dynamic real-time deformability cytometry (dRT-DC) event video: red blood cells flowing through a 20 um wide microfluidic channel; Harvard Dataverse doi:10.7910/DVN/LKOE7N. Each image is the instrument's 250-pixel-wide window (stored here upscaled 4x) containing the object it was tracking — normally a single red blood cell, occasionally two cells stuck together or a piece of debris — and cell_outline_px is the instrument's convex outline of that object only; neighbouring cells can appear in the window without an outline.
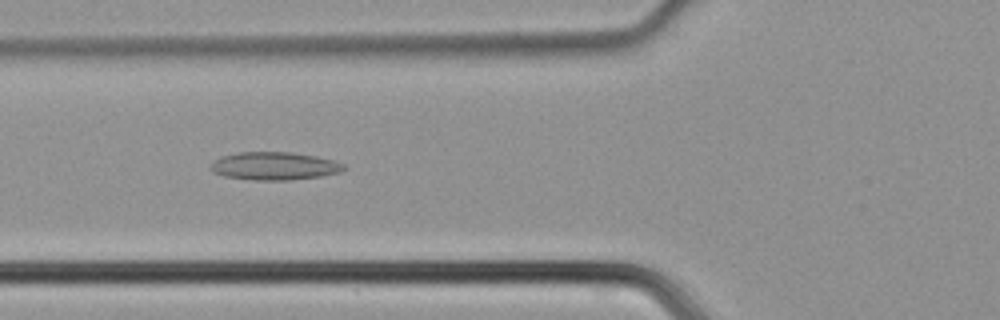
{"species": "common noctule bat (a hibernating species)", "species_latin": "Nyctalus noctula", "temperature_condition": "cold", "stored_images_in_passage": 37, "camera_frame_rate_fps": 3000, "um_per_image_px": 0.085, "animal": {"sex": "male", "body_mass_g": 21.5, "forearm_length_mm": 52.0}, "frame": {"image": 1, "passage_image": 8, "time_ms": 2.333, "image_size_px": [1000, 320], "cell_outline_px": [[348, 168], [340, 172], [320, 176], [288, 180], [252, 180], [224, 176], [216, 172], [212, 168], [212, 164], [220, 156], [240, 152], [292, 152], [316, 156], [332, 160], [344, 164]], "centroid_in_image_um": [23.37, 14.1], "position_along_channel_um": 102.4, "area_um2": 21.5}}
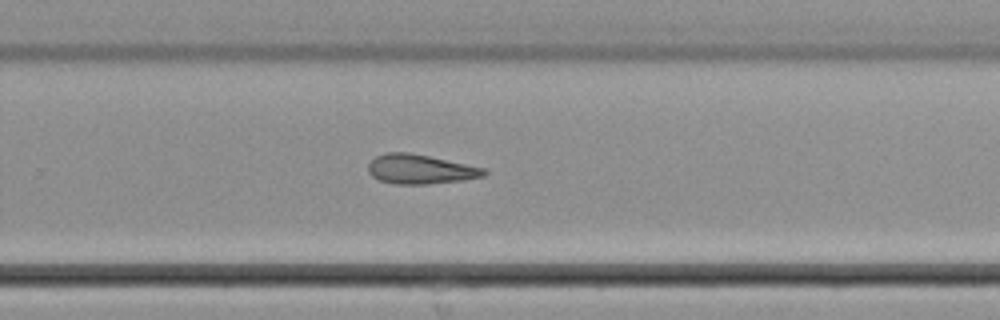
{"frame": {"image": 2, "passage_image": 21, "time_ms": 6.667, "image_size_px": [1000, 320], "cell_outline_px": [[488, 172], [484, 176], [464, 180], [428, 184], [396, 184], [380, 180], [372, 176], [368, 172], [368, 164], [376, 156], [388, 152], [408, 152], [428, 156], [484, 168]], "centroid_in_image_um": [35.71, 14.39], "position_along_channel_um": 294.1, "area_um2": 19.71}}
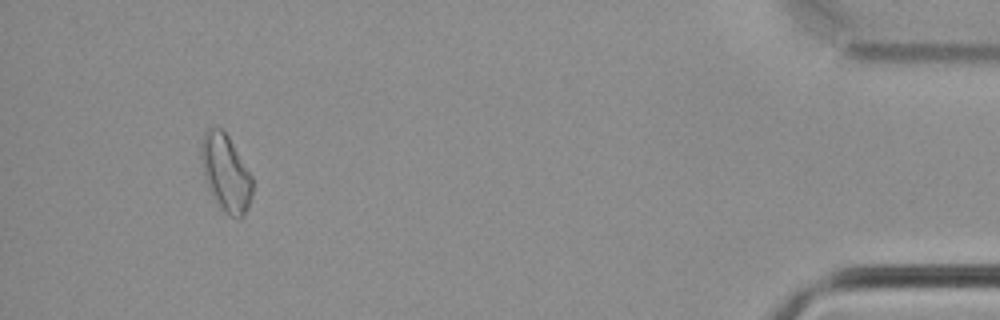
{"frame": {"image": 3, "passage_image": 34, "time_ms": 11.0, "image_size_px": [1000, 320], "cell_outline_px": [[252, 196], [248, 208], [244, 216], [240, 220], [232, 216], [220, 208], [208, 188], [204, 176], [200, 160], [200, 140], [204, 132], [208, 128], [220, 128], [228, 136], [252, 176]], "centroid_in_image_um": [19.17, 14.7], "position_along_channel_um": 416.0, "area_um2": 23.06}}